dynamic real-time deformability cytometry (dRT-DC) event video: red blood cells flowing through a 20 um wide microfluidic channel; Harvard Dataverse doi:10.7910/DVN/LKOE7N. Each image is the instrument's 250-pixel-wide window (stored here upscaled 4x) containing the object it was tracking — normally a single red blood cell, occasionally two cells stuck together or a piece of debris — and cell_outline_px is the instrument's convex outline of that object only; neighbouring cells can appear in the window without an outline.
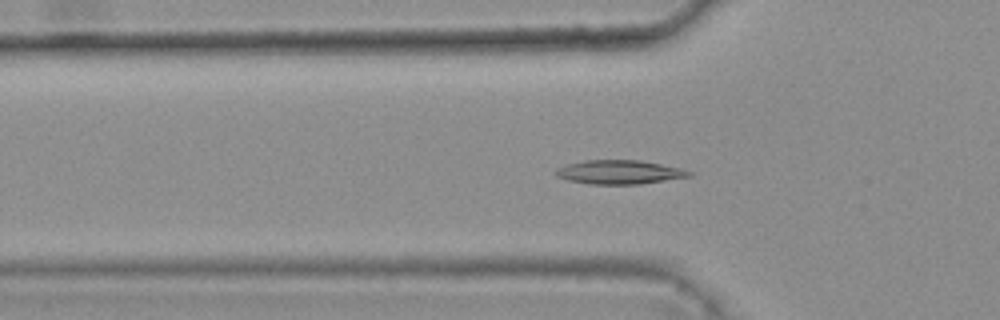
{"species": "common noctule bat (a hibernating species)", "species_latin": "Nyctalus noctula", "temperature_condition": "warm", "stored_images_in_passage": 34, "camera_frame_rate_fps": 3000, "um_per_image_px": 0.085, "animal": {"sex": "female", "body_mass_g": 25.1}, "frame": {"image": 1, "passage_image": 6, "time_ms": 1.667, "image_size_px": [1000, 320], "cell_outline_px": [[692, 176], [640, 184], [588, 184], [568, 180], [556, 176], [552, 172], [556, 168], [568, 164], [584, 160], [640, 160], [680, 168], [692, 172]], "centroid_in_image_um": [52.6, 14.63], "position_along_channel_um": 73.2, "area_um2": 18.61}}
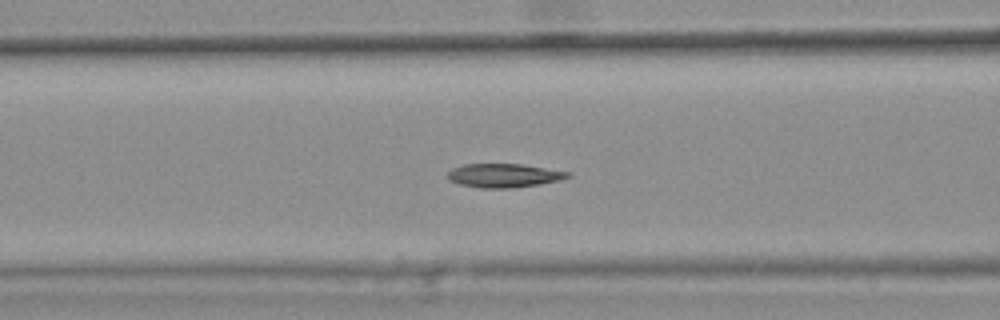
{"frame": {"image": 2, "passage_image": 10, "time_ms": 3.0, "image_size_px": [1000, 320], "cell_outline_px": [[572, 176], [560, 180], [540, 184], [512, 188], [480, 188], [460, 184], [448, 180], [444, 176], [452, 168], [464, 164], [520, 164], [572, 172]], "centroid_in_image_um": [42.82, 14.92], "position_along_channel_um": 123.8, "area_um2": 16.82}}